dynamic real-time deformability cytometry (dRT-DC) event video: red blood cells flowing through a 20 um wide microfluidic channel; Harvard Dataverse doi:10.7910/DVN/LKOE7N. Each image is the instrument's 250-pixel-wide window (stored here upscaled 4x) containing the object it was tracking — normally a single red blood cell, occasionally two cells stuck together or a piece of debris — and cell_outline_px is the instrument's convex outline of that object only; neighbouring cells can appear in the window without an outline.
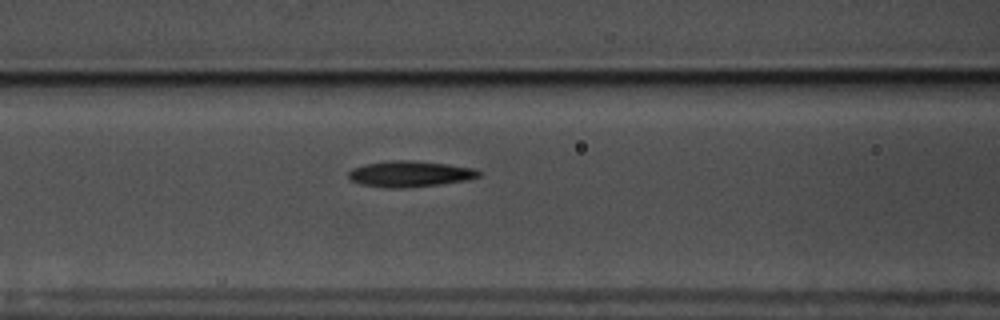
{"species": "common noctule bat (a hibernating species)", "species_latin": "Nyctalus noctula", "temperature_condition": "warm", "stored_images_in_passage": 41, "camera_frame_rate_fps": 3000, "um_per_image_px": 0.085, "animal": {"sex": "male", "body_mass_g": 17.5, "forearm_length_mm": 52.3}, "frame": {"image": 1, "passage_image": 8, "time_ms": 2.333, "image_size_px": [1000, 320], "cell_outline_px": [[480, 176], [464, 180], [440, 184], [404, 188], [384, 188], [360, 184], [352, 180], [348, 176], [348, 172], [352, 168], [368, 164], [396, 160], [412, 160], [448, 164], [472, 168], [480, 172]], "centroid_in_image_um": [34.81, 14.79], "position_along_channel_um": 131.8, "area_um2": 19.48}}
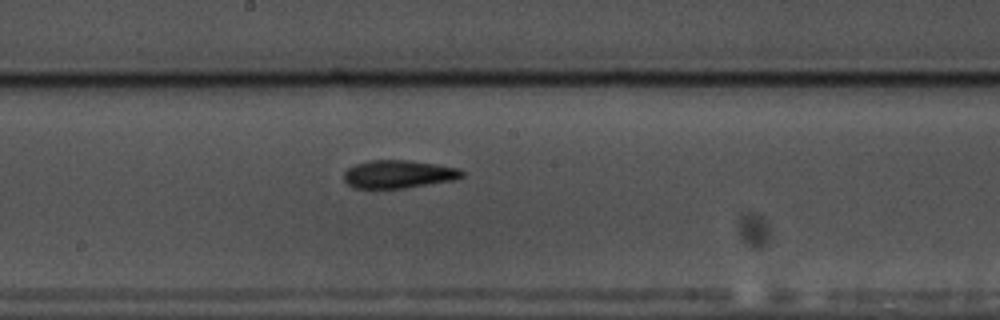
{"frame": {"image": 2, "passage_image": 15, "time_ms": 4.667, "image_size_px": [1000, 320], "cell_outline_px": [[464, 176], [456, 180], [404, 188], [356, 188], [348, 184], [344, 180], [344, 172], [348, 168], [356, 164], [368, 160], [408, 160], [436, 164], [460, 168], [464, 172]], "centroid_in_image_um": [33.91, 14.8], "position_along_channel_um": 214.3, "area_um2": 19.36}}
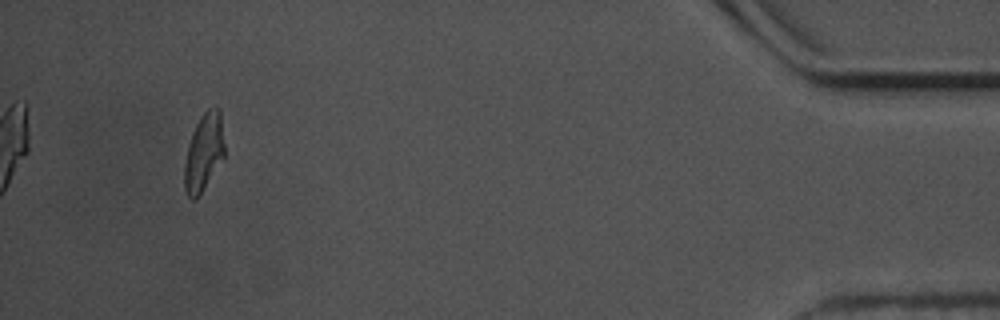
{"frame": {"image": 3, "passage_image": 38, "time_ms": 12.333, "image_size_px": [1000, 320], "cell_outline_px": [[224, 160], [196, 200], [192, 200], [188, 196], [184, 188], [184, 164], [188, 144], [192, 132], [200, 116], [208, 108], [220, 108], [224, 144]], "centroid_in_image_um": [17.33, 12.97], "position_along_channel_um": 417.9, "area_um2": 18.38}, "authors_computed_cell_mechanics": {"area_um2": 18.7272, "velocity_mm_per_s": 3.5561, "shape_relaxation_time_tau1_ms": 2.7534, "shape_relaxation_time_tau2_ms": 4.235, "deformation_change_tau1": 0.1587, "deformation_change_tau2": 0.134}}